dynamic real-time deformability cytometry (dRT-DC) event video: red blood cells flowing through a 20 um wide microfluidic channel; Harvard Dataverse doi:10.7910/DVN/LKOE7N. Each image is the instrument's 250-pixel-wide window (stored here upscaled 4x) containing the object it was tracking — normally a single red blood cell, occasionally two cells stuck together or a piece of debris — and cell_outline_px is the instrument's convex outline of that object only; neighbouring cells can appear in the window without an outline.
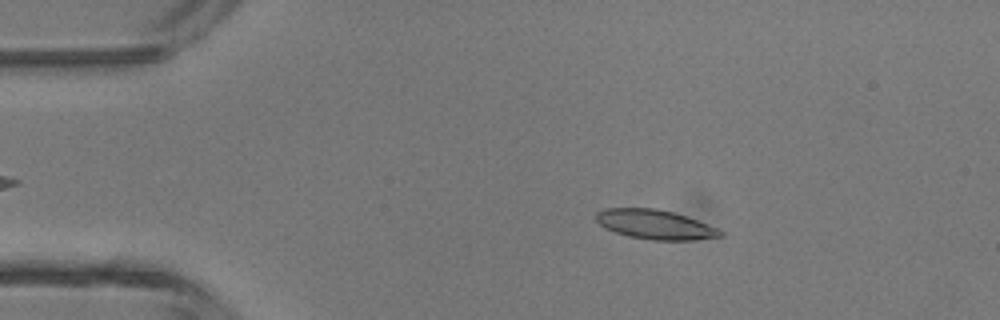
{"species": "common noctule bat (a hibernating species)", "species_latin": "Nyctalus noctula", "temperature_condition": "room temperature", "stored_images_in_passage": 4, "camera_frame_rate_fps": 3000, "um_per_image_px": 0.085, "animal": {"sex": "male", "body_mass_g": 13.3}, "frame": {"image": 1, "passage_image": 2, "time_ms": 0.333, "image_size_px": [1000, 320], "cell_outline_px": [[724, 236], [692, 240], [652, 240], [628, 236], [604, 228], [596, 220], [596, 212], [604, 208], [656, 208], [688, 216], [716, 228], [724, 232]], "centroid_in_image_um": [55.67, 19.08], "position_along_channel_um": 29.3, "area_um2": 21.33}}
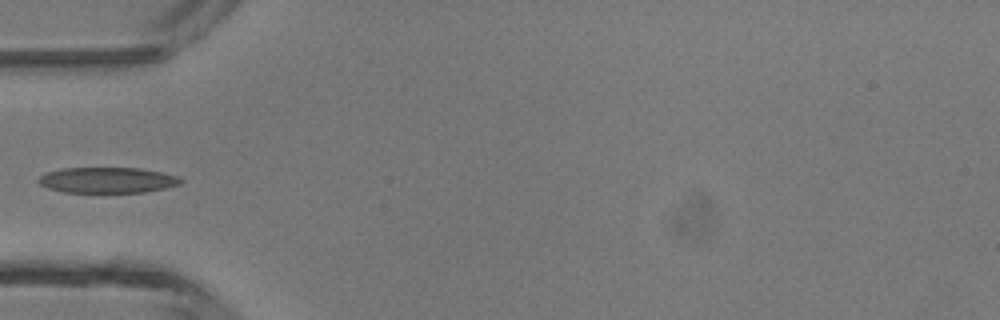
{"frame": {"image": 2, "passage_image": 4, "time_ms": 1.0, "image_size_px": [1000, 320], "cell_outline_px": [[184, 180], [180, 184], [164, 188], [144, 192], [64, 192], [48, 188], [40, 184], [36, 180], [40, 176], [48, 172], [60, 168], [140, 168], [160, 172], [176, 176]], "centroid_in_image_um": [9.1, 15.31], "position_along_channel_um": 75.9, "area_um2": 21.15}}